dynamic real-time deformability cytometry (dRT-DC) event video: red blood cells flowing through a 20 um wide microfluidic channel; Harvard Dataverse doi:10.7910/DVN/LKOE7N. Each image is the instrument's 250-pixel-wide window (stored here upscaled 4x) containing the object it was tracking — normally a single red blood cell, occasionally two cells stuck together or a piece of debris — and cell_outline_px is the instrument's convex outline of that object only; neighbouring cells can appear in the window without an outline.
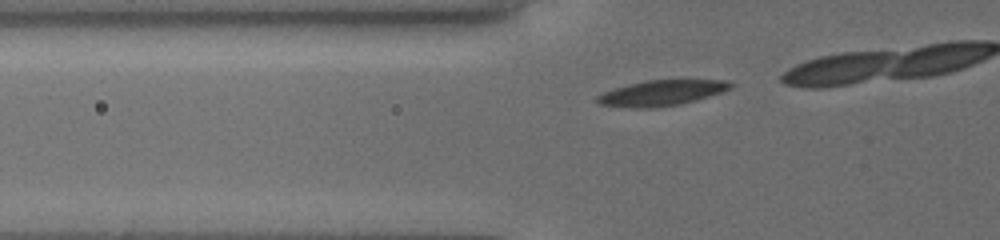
{"species": "common noctule bat (a hibernating species)", "species_latin": "Nyctalus noctula", "temperature_condition": "cold", "stored_images_in_passage": 10, "camera_frame_rate_fps": 3000, "um_per_image_px": 0.085, "animal": {"sex": "female", "body_mass_g": 19.5, "forearm_length_mm": 54.1}, "frame": {"image": 1, "passage_image": 5, "time_ms": 1.667, "image_size_px": [1000, 240], "cell_outline_px": [[732, 84], [728, 88], [720, 92], [708, 96], [680, 104], [652, 108], [632, 108], [600, 104], [596, 100], [596, 96], [604, 92], [628, 84], [644, 80], [724, 80]], "centroid_in_image_um": [56.16, 7.9], "position_along_channel_um": 69.6, "area_um2": 19.42}}